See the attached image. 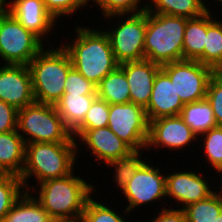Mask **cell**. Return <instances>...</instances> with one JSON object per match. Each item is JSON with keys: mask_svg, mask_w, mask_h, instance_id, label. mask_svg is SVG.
<instances>
[{"mask_svg": "<svg viewBox=\"0 0 222 222\" xmlns=\"http://www.w3.org/2000/svg\"><path fill=\"white\" fill-rule=\"evenodd\" d=\"M93 28L76 25L73 30L76 37L71 42L60 44L69 54L72 67L97 86L119 64L107 34L103 29Z\"/></svg>", "mask_w": 222, "mask_h": 222, "instance_id": "cell-1", "label": "cell"}, {"mask_svg": "<svg viewBox=\"0 0 222 222\" xmlns=\"http://www.w3.org/2000/svg\"><path fill=\"white\" fill-rule=\"evenodd\" d=\"M37 185H32L31 192L33 190V193H37L35 199L52 219L76 222H80L87 201L97 190L92 183L76 176L74 171L62 178L49 179Z\"/></svg>", "mask_w": 222, "mask_h": 222, "instance_id": "cell-2", "label": "cell"}, {"mask_svg": "<svg viewBox=\"0 0 222 222\" xmlns=\"http://www.w3.org/2000/svg\"><path fill=\"white\" fill-rule=\"evenodd\" d=\"M77 154V141L72 136L64 143H27L25 165L20 175L25 191L31 192L29 178L34 177L39 184L71 174L78 161Z\"/></svg>", "mask_w": 222, "mask_h": 222, "instance_id": "cell-3", "label": "cell"}, {"mask_svg": "<svg viewBox=\"0 0 222 222\" xmlns=\"http://www.w3.org/2000/svg\"><path fill=\"white\" fill-rule=\"evenodd\" d=\"M188 19L146 10L145 59L160 66L183 60V41Z\"/></svg>", "mask_w": 222, "mask_h": 222, "instance_id": "cell-4", "label": "cell"}, {"mask_svg": "<svg viewBox=\"0 0 222 222\" xmlns=\"http://www.w3.org/2000/svg\"><path fill=\"white\" fill-rule=\"evenodd\" d=\"M43 48L27 65L36 102L55 105L64 94L65 81L72 62L65 49ZM51 48V49H50Z\"/></svg>", "mask_w": 222, "mask_h": 222, "instance_id": "cell-5", "label": "cell"}, {"mask_svg": "<svg viewBox=\"0 0 222 222\" xmlns=\"http://www.w3.org/2000/svg\"><path fill=\"white\" fill-rule=\"evenodd\" d=\"M17 131L26 144L32 142L64 143L72 136L65 127L55 105L36 101L18 110Z\"/></svg>", "mask_w": 222, "mask_h": 222, "instance_id": "cell-6", "label": "cell"}, {"mask_svg": "<svg viewBox=\"0 0 222 222\" xmlns=\"http://www.w3.org/2000/svg\"><path fill=\"white\" fill-rule=\"evenodd\" d=\"M116 17L118 18L116 24L115 22L111 24L108 30V27L103 29L108 36L115 60L119 65L125 62L144 60L146 10L138 13L113 14L104 17V19L112 21Z\"/></svg>", "mask_w": 222, "mask_h": 222, "instance_id": "cell-7", "label": "cell"}, {"mask_svg": "<svg viewBox=\"0 0 222 222\" xmlns=\"http://www.w3.org/2000/svg\"><path fill=\"white\" fill-rule=\"evenodd\" d=\"M35 34L28 31L7 10L0 14V59L2 63L28 65L44 48Z\"/></svg>", "mask_w": 222, "mask_h": 222, "instance_id": "cell-8", "label": "cell"}, {"mask_svg": "<svg viewBox=\"0 0 222 222\" xmlns=\"http://www.w3.org/2000/svg\"><path fill=\"white\" fill-rule=\"evenodd\" d=\"M183 104L206 98L210 78L215 71L197 60H180L161 65Z\"/></svg>", "mask_w": 222, "mask_h": 222, "instance_id": "cell-9", "label": "cell"}, {"mask_svg": "<svg viewBox=\"0 0 222 222\" xmlns=\"http://www.w3.org/2000/svg\"><path fill=\"white\" fill-rule=\"evenodd\" d=\"M108 127L133 151L146 149L149 122L143 107L132 102L110 104Z\"/></svg>", "mask_w": 222, "mask_h": 222, "instance_id": "cell-10", "label": "cell"}, {"mask_svg": "<svg viewBox=\"0 0 222 222\" xmlns=\"http://www.w3.org/2000/svg\"><path fill=\"white\" fill-rule=\"evenodd\" d=\"M152 164L144 162L120 191L128 202L125 208L129 213L137 207L155 204L154 201L166 200V174Z\"/></svg>", "mask_w": 222, "mask_h": 222, "instance_id": "cell-11", "label": "cell"}, {"mask_svg": "<svg viewBox=\"0 0 222 222\" xmlns=\"http://www.w3.org/2000/svg\"><path fill=\"white\" fill-rule=\"evenodd\" d=\"M193 141L198 142V136L180 115L160 117L149 121L145 151L154 148L155 151L161 150L158 149L161 147L162 149L169 148L168 150L171 151L184 150L183 148L187 147L188 149Z\"/></svg>", "mask_w": 222, "mask_h": 222, "instance_id": "cell-12", "label": "cell"}, {"mask_svg": "<svg viewBox=\"0 0 222 222\" xmlns=\"http://www.w3.org/2000/svg\"><path fill=\"white\" fill-rule=\"evenodd\" d=\"M77 142V153L80 146H86L91 151L95 162L104 164L128 156L133 150L123 142L108 126L97 129H75L71 133ZM77 138V139H76ZM80 145V146H79Z\"/></svg>", "mask_w": 222, "mask_h": 222, "instance_id": "cell-13", "label": "cell"}, {"mask_svg": "<svg viewBox=\"0 0 222 222\" xmlns=\"http://www.w3.org/2000/svg\"><path fill=\"white\" fill-rule=\"evenodd\" d=\"M184 170V172L182 169V171L178 170L171 174L168 172L165 173L166 198H170V200L172 199L174 201L176 200V204L178 202V207L176 205L175 208L181 207V209H183L191 203H195L209 197L216 191V189H219L217 187L215 188V184L213 187L209 185L208 177H204L206 174L203 175L202 173L201 175L200 171L198 172L195 170ZM180 204L181 206H179Z\"/></svg>", "mask_w": 222, "mask_h": 222, "instance_id": "cell-14", "label": "cell"}, {"mask_svg": "<svg viewBox=\"0 0 222 222\" xmlns=\"http://www.w3.org/2000/svg\"><path fill=\"white\" fill-rule=\"evenodd\" d=\"M2 65H0V100L14 106L17 110L35 102L28 66Z\"/></svg>", "mask_w": 222, "mask_h": 222, "instance_id": "cell-15", "label": "cell"}, {"mask_svg": "<svg viewBox=\"0 0 222 222\" xmlns=\"http://www.w3.org/2000/svg\"><path fill=\"white\" fill-rule=\"evenodd\" d=\"M5 10L42 42L46 41L48 34L50 36L57 25V21L46 10L43 0H6Z\"/></svg>", "mask_w": 222, "mask_h": 222, "instance_id": "cell-16", "label": "cell"}, {"mask_svg": "<svg viewBox=\"0 0 222 222\" xmlns=\"http://www.w3.org/2000/svg\"><path fill=\"white\" fill-rule=\"evenodd\" d=\"M125 72L130 91V102L147 107L157 72L161 66L149 60L125 62L119 65Z\"/></svg>", "mask_w": 222, "mask_h": 222, "instance_id": "cell-17", "label": "cell"}, {"mask_svg": "<svg viewBox=\"0 0 222 222\" xmlns=\"http://www.w3.org/2000/svg\"><path fill=\"white\" fill-rule=\"evenodd\" d=\"M183 106L171 79L160 69L155 76L151 98L145 108L148 122L160 117L180 115Z\"/></svg>", "mask_w": 222, "mask_h": 222, "instance_id": "cell-18", "label": "cell"}, {"mask_svg": "<svg viewBox=\"0 0 222 222\" xmlns=\"http://www.w3.org/2000/svg\"><path fill=\"white\" fill-rule=\"evenodd\" d=\"M26 143L17 130L0 133V173L21 175L25 165Z\"/></svg>", "mask_w": 222, "mask_h": 222, "instance_id": "cell-19", "label": "cell"}, {"mask_svg": "<svg viewBox=\"0 0 222 222\" xmlns=\"http://www.w3.org/2000/svg\"><path fill=\"white\" fill-rule=\"evenodd\" d=\"M207 28L208 12L187 20L183 41V60H197L204 65Z\"/></svg>", "mask_w": 222, "mask_h": 222, "instance_id": "cell-20", "label": "cell"}, {"mask_svg": "<svg viewBox=\"0 0 222 222\" xmlns=\"http://www.w3.org/2000/svg\"><path fill=\"white\" fill-rule=\"evenodd\" d=\"M97 95L64 93L55 104L65 127L72 133L83 121Z\"/></svg>", "mask_w": 222, "mask_h": 222, "instance_id": "cell-21", "label": "cell"}, {"mask_svg": "<svg viewBox=\"0 0 222 222\" xmlns=\"http://www.w3.org/2000/svg\"><path fill=\"white\" fill-rule=\"evenodd\" d=\"M180 116L197 136L218 127L212 106L207 98L184 104Z\"/></svg>", "mask_w": 222, "mask_h": 222, "instance_id": "cell-22", "label": "cell"}, {"mask_svg": "<svg viewBox=\"0 0 222 222\" xmlns=\"http://www.w3.org/2000/svg\"><path fill=\"white\" fill-rule=\"evenodd\" d=\"M97 97L110 104L130 102L129 84L125 72L118 66L96 86Z\"/></svg>", "mask_w": 222, "mask_h": 222, "instance_id": "cell-23", "label": "cell"}, {"mask_svg": "<svg viewBox=\"0 0 222 222\" xmlns=\"http://www.w3.org/2000/svg\"><path fill=\"white\" fill-rule=\"evenodd\" d=\"M32 192H24L6 214L4 222H50L52 218L35 199Z\"/></svg>", "mask_w": 222, "mask_h": 222, "instance_id": "cell-24", "label": "cell"}, {"mask_svg": "<svg viewBox=\"0 0 222 222\" xmlns=\"http://www.w3.org/2000/svg\"><path fill=\"white\" fill-rule=\"evenodd\" d=\"M208 12V28L204 46V65L222 71V19Z\"/></svg>", "mask_w": 222, "mask_h": 222, "instance_id": "cell-25", "label": "cell"}, {"mask_svg": "<svg viewBox=\"0 0 222 222\" xmlns=\"http://www.w3.org/2000/svg\"><path fill=\"white\" fill-rule=\"evenodd\" d=\"M146 10L186 18H196L206 12L199 0H147Z\"/></svg>", "mask_w": 222, "mask_h": 222, "instance_id": "cell-26", "label": "cell"}, {"mask_svg": "<svg viewBox=\"0 0 222 222\" xmlns=\"http://www.w3.org/2000/svg\"><path fill=\"white\" fill-rule=\"evenodd\" d=\"M183 210L187 222H213L222 211V194L216 190L209 197L191 203Z\"/></svg>", "mask_w": 222, "mask_h": 222, "instance_id": "cell-27", "label": "cell"}, {"mask_svg": "<svg viewBox=\"0 0 222 222\" xmlns=\"http://www.w3.org/2000/svg\"><path fill=\"white\" fill-rule=\"evenodd\" d=\"M25 192L19 176L0 173V222L13 207V204Z\"/></svg>", "mask_w": 222, "mask_h": 222, "instance_id": "cell-28", "label": "cell"}, {"mask_svg": "<svg viewBox=\"0 0 222 222\" xmlns=\"http://www.w3.org/2000/svg\"><path fill=\"white\" fill-rule=\"evenodd\" d=\"M109 206L110 205H107L104 202L101 203L99 199L96 201L92 195L87 201L80 222H128V219H126L124 215H127L129 220L132 219L129 217L130 213L126 208L124 212L120 214Z\"/></svg>", "mask_w": 222, "mask_h": 222, "instance_id": "cell-29", "label": "cell"}, {"mask_svg": "<svg viewBox=\"0 0 222 222\" xmlns=\"http://www.w3.org/2000/svg\"><path fill=\"white\" fill-rule=\"evenodd\" d=\"M144 150L133 151L128 156L110 161L106 164L108 167H113L114 170V183L120 191L129 182L133 175H135L137 169L145 162L142 156Z\"/></svg>", "mask_w": 222, "mask_h": 222, "instance_id": "cell-30", "label": "cell"}, {"mask_svg": "<svg viewBox=\"0 0 222 222\" xmlns=\"http://www.w3.org/2000/svg\"><path fill=\"white\" fill-rule=\"evenodd\" d=\"M202 137V139H200ZM200 139L199 144H203L202 149L204 150L202 153L207 160L208 164H211L210 167L217 172L216 174L222 170V126H218L216 128L210 129L208 132L200 135L198 137ZM203 141V142H201Z\"/></svg>", "mask_w": 222, "mask_h": 222, "instance_id": "cell-31", "label": "cell"}, {"mask_svg": "<svg viewBox=\"0 0 222 222\" xmlns=\"http://www.w3.org/2000/svg\"><path fill=\"white\" fill-rule=\"evenodd\" d=\"M90 1L95 2L98 8L101 9L103 17L113 14L138 13L147 8V4L143 5L142 2L144 1L142 0H88L89 5Z\"/></svg>", "mask_w": 222, "mask_h": 222, "instance_id": "cell-32", "label": "cell"}, {"mask_svg": "<svg viewBox=\"0 0 222 222\" xmlns=\"http://www.w3.org/2000/svg\"><path fill=\"white\" fill-rule=\"evenodd\" d=\"M109 104L96 98L86 113L84 121L76 129H97L108 126Z\"/></svg>", "mask_w": 222, "mask_h": 222, "instance_id": "cell-33", "label": "cell"}, {"mask_svg": "<svg viewBox=\"0 0 222 222\" xmlns=\"http://www.w3.org/2000/svg\"><path fill=\"white\" fill-rule=\"evenodd\" d=\"M48 13L58 22L62 17L73 15L78 9L82 10L88 0H43Z\"/></svg>", "mask_w": 222, "mask_h": 222, "instance_id": "cell-34", "label": "cell"}, {"mask_svg": "<svg viewBox=\"0 0 222 222\" xmlns=\"http://www.w3.org/2000/svg\"><path fill=\"white\" fill-rule=\"evenodd\" d=\"M206 98L212 106L218 126H222V71L215 72L210 78Z\"/></svg>", "mask_w": 222, "mask_h": 222, "instance_id": "cell-35", "label": "cell"}, {"mask_svg": "<svg viewBox=\"0 0 222 222\" xmlns=\"http://www.w3.org/2000/svg\"><path fill=\"white\" fill-rule=\"evenodd\" d=\"M64 93L76 95H97L96 85L87 80L75 68H71L65 81Z\"/></svg>", "mask_w": 222, "mask_h": 222, "instance_id": "cell-36", "label": "cell"}, {"mask_svg": "<svg viewBox=\"0 0 222 222\" xmlns=\"http://www.w3.org/2000/svg\"><path fill=\"white\" fill-rule=\"evenodd\" d=\"M18 110L0 100V133L17 130Z\"/></svg>", "mask_w": 222, "mask_h": 222, "instance_id": "cell-37", "label": "cell"}, {"mask_svg": "<svg viewBox=\"0 0 222 222\" xmlns=\"http://www.w3.org/2000/svg\"><path fill=\"white\" fill-rule=\"evenodd\" d=\"M150 222H187L186 215L181 208L164 207L158 212V215L153 216Z\"/></svg>", "mask_w": 222, "mask_h": 222, "instance_id": "cell-38", "label": "cell"}, {"mask_svg": "<svg viewBox=\"0 0 222 222\" xmlns=\"http://www.w3.org/2000/svg\"><path fill=\"white\" fill-rule=\"evenodd\" d=\"M199 1L202 4L204 10L206 12H210L209 8L207 7L208 5L205 4L206 0L205 1L204 0H199ZM213 1H215V3L217 2V4L220 2L221 3L220 5H222V0H213Z\"/></svg>", "mask_w": 222, "mask_h": 222, "instance_id": "cell-39", "label": "cell"}, {"mask_svg": "<svg viewBox=\"0 0 222 222\" xmlns=\"http://www.w3.org/2000/svg\"><path fill=\"white\" fill-rule=\"evenodd\" d=\"M6 0H0V14L5 10Z\"/></svg>", "mask_w": 222, "mask_h": 222, "instance_id": "cell-40", "label": "cell"}, {"mask_svg": "<svg viewBox=\"0 0 222 222\" xmlns=\"http://www.w3.org/2000/svg\"><path fill=\"white\" fill-rule=\"evenodd\" d=\"M50 222H76L68 219H52Z\"/></svg>", "mask_w": 222, "mask_h": 222, "instance_id": "cell-41", "label": "cell"}, {"mask_svg": "<svg viewBox=\"0 0 222 222\" xmlns=\"http://www.w3.org/2000/svg\"><path fill=\"white\" fill-rule=\"evenodd\" d=\"M213 222H222V211Z\"/></svg>", "mask_w": 222, "mask_h": 222, "instance_id": "cell-42", "label": "cell"}, {"mask_svg": "<svg viewBox=\"0 0 222 222\" xmlns=\"http://www.w3.org/2000/svg\"><path fill=\"white\" fill-rule=\"evenodd\" d=\"M218 174H219V176L221 177V179H219L218 181H221V180H222V170H221ZM219 183L221 184L222 181L219 182ZM219 188H221L219 192L222 194V184L219 186Z\"/></svg>", "mask_w": 222, "mask_h": 222, "instance_id": "cell-43", "label": "cell"}]
</instances>
